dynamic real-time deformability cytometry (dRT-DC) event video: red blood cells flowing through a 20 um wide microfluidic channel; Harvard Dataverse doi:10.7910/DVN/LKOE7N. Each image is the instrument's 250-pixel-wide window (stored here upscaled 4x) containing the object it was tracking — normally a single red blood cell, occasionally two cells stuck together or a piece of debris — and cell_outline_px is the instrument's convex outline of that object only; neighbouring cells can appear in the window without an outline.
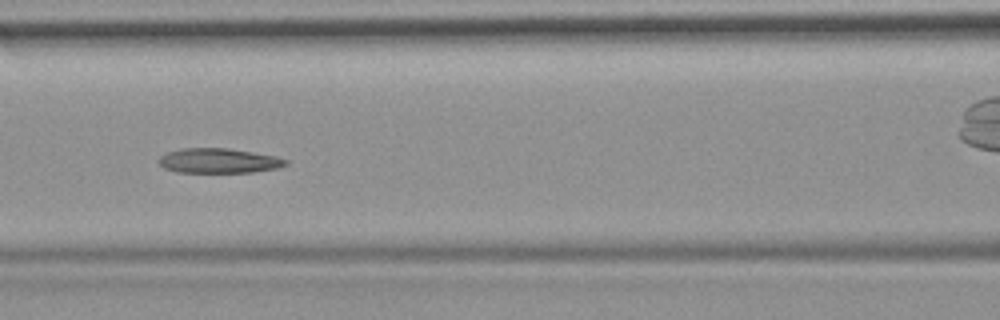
{"species": "common noctule bat (a hibernating species)", "species_latin": "Nyctalus noctula", "temperature_condition": "room temperature", "stored_images_in_passage": 55, "camera_frame_rate_fps": 3000, "um_per_image_px": 0.085, "animal": {"sex": "female", "body_mass_g": 19.9}, "frame": {"image": 1, "passage_image": 24, "time_ms": 7.667, "image_size_px": [1000, 320], "cell_outline_px": [[288, 164], [276, 168], [252, 172], [176, 172], [164, 168], [156, 160], [160, 156], [168, 152], [180, 148], [228, 148], [276, 156], [288, 160]], "centroid_in_image_um": [18.56, 13.66], "position_along_channel_um": 148.0, "area_um2": 18.32}, "authors_computed_cell_mechanics": {"area_um2": 20.2878, "velocity_mm_per_s": 3.7531, "shape_relaxation_time_tau1_ms": null, "shape_relaxation_time_tau2_ms": 6.535, "deformation_change_tau1": null, "deformation_change_tau2": 0.14}}